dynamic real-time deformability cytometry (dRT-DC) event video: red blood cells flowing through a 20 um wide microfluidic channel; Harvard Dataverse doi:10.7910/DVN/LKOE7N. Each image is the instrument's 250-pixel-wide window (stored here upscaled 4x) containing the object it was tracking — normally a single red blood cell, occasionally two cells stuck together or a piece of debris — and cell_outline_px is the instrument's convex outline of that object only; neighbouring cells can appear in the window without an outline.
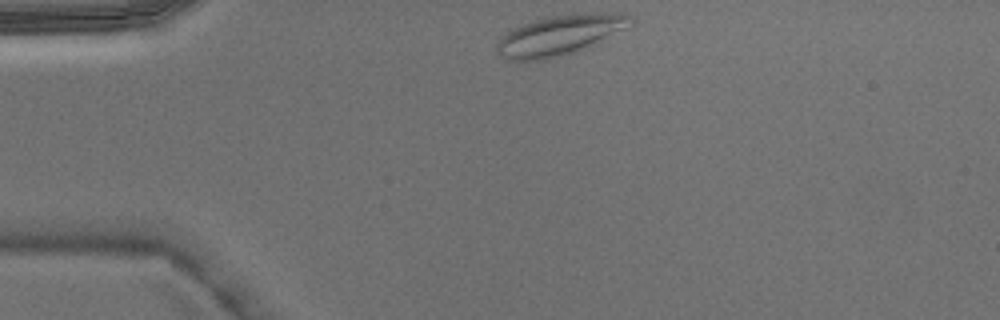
{"species": "Egyptian fruit bat (a non-hibernating species)", "species_latin": "Rousettus aegyptiacus", "temperature_condition": "warm", "stored_images_in_passage": 2, "camera_frame_rate_fps": 3000, "um_per_image_px": 0.085, "animal": {"sex": "male"}, "frame": {"image": 1, "passage_image": 1, "time_ms": 0.0, "image_size_px": [1000, 320], "cell_outline_px": [[636, 20], [632, 24], [596, 44], [588, 48], [560, 56], [544, 60], [508, 60], [500, 56], [496, 48], [496, 44], [508, 32], [532, 20], [572, 12], [620, 12], [636, 16]], "centroid_in_image_um": [47.69, 2.95], "position_along_channel_um": 37.3, "area_um2": 31.62}}